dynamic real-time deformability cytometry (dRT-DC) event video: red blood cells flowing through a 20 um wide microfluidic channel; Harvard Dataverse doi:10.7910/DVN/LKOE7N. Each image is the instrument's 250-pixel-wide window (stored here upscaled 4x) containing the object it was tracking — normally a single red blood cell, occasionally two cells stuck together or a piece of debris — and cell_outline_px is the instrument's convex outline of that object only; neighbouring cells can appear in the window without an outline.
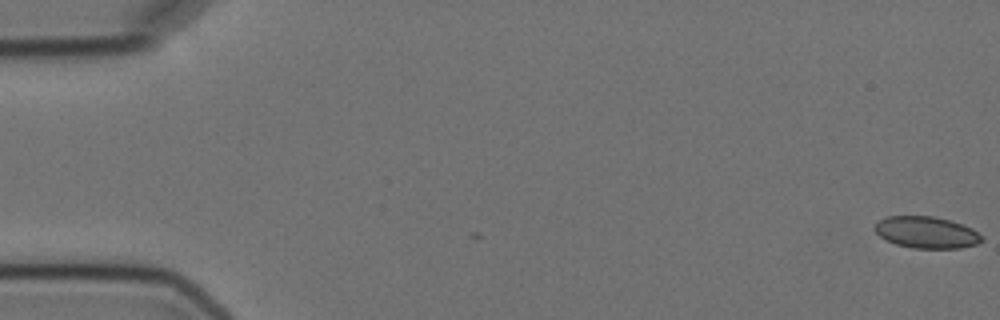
{"species": "Egyptian fruit bat (a non-hibernating species)", "species_latin": "Rousettus aegyptiacus", "temperature_condition": "cold", "stored_images_in_passage": 10, "camera_frame_rate_fps": 3000, "um_per_image_px": 0.085, "animal": {"sex": "female"}, "frame": {"image": 1, "passage_image": 1, "time_ms": 0.0, "image_size_px": [1000, 320], "cell_outline_px": [[984, 240], [976, 244], [960, 248], [912, 248], [896, 244], [880, 236], [872, 228], [880, 220], [888, 216], [932, 216], [948, 220], [972, 228], [984, 236]], "centroid_in_image_um": [78.77, 19.76], "position_along_channel_um": 6.2, "area_um2": 19.65}}
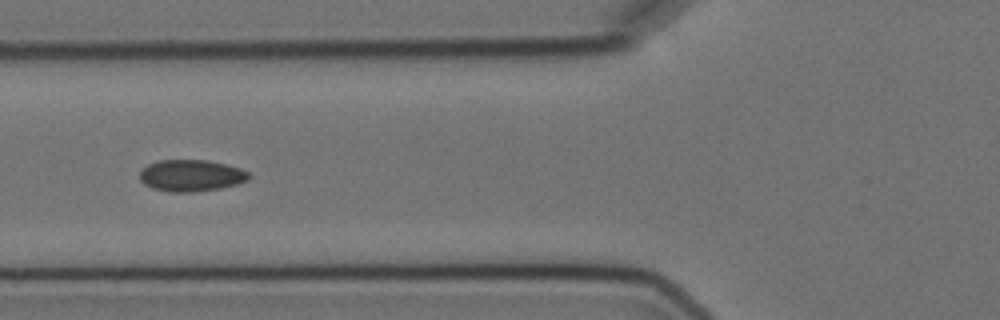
{"frame": {"image": 2, "passage_image": 7, "time_ms": 7.0, "image_size_px": [1000, 320], "cell_outline_px": [[252, 176], [248, 180], [236, 184], [220, 188], [192, 192], [172, 192], [152, 188], [144, 184], [140, 180], [140, 168], [156, 160], [208, 160], [240, 168], [248, 172]], "centroid_in_image_um": [16.22, 14.91], "position_along_channel_um": 109.6, "area_um2": 20.23}}
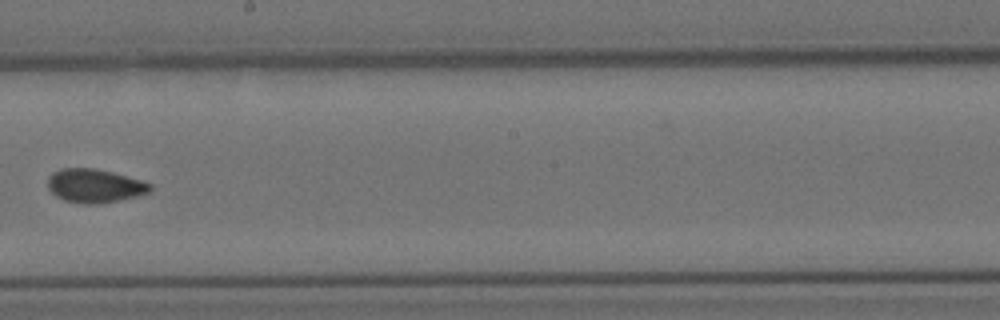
{"frame": {"image": 3, "passage_image": 10, "time_ms": 10.667, "image_size_px": [1000, 320], "cell_outline_px": [[152, 192], [120, 200], [96, 204], [84, 204], [64, 200], [56, 196], [48, 188], [48, 176], [52, 172], [60, 168], [96, 168], [112, 172], [140, 180], [152, 184]], "centroid_in_image_um": [8.04, 15.79], "position_along_channel_um": 240.2, "area_um2": 20.17}}